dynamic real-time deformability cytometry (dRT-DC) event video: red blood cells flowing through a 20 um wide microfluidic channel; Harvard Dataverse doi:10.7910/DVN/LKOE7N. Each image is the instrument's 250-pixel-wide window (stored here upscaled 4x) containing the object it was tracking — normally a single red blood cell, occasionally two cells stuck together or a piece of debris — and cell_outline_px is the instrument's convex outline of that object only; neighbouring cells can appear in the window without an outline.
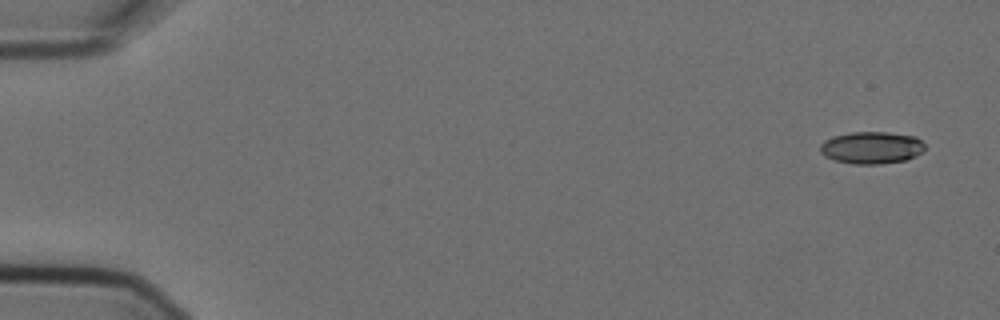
{"species": "Egyptian fruit bat (a non-hibernating species)", "species_latin": "Rousettus aegyptiacus", "temperature_condition": "cold", "stored_images_in_passage": 4, "camera_frame_rate_fps": 3000, "um_per_image_px": 0.085, "animal": {"sex": "female"}, "frame": {"image": 1, "passage_image": 1, "time_ms": 0.0, "image_size_px": [1000, 320], "cell_outline_px": [[924, 152], [916, 156], [904, 160], [880, 164], [856, 164], [836, 160], [824, 156], [820, 152], [820, 144], [824, 140], [832, 136], [852, 132], [888, 132], [916, 136], [924, 144]], "centroid_in_image_um": [74.08, 12.54], "position_along_channel_um": 10.9, "area_um2": 19.71}}
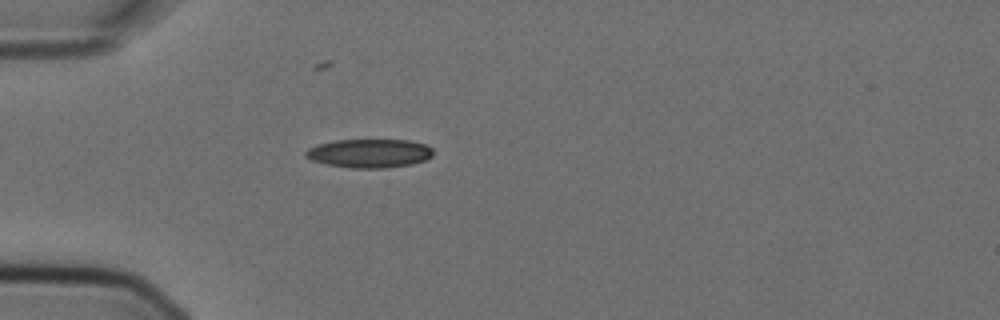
{"frame": {"image": 2, "passage_image": 4, "time_ms": 1.0, "image_size_px": [1000, 320], "cell_outline_px": [[432, 156], [424, 160], [412, 164], [384, 168], [348, 168], [324, 164], [312, 160], [304, 156], [304, 152], [308, 148], [320, 144], [336, 140], [408, 140], [424, 144], [432, 148]], "centroid_in_image_um": [31.37, 13.04], "position_along_channel_um": 53.6, "area_um2": 21.33}}